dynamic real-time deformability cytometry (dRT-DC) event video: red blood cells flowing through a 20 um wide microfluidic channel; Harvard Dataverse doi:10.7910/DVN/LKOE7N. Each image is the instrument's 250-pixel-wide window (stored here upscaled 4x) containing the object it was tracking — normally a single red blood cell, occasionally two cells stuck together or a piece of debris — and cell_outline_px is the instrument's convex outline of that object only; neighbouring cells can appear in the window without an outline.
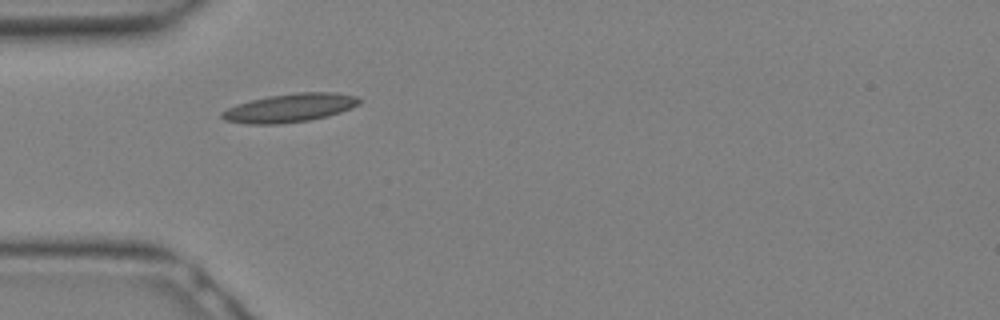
{"species": "Egyptian fruit bat (a non-hibernating species)", "species_latin": "Rousettus aegyptiacus", "temperature_condition": "warm", "stored_images_in_passage": 21, "camera_frame_rate_fps": 3000, "um_per_image_px": 0.085, "animal": {"sex": "female"}, "frame": {"image": 1, "passage_image": 1, "time_ms": 0.0, "image_size_px": [1000, 320], "cell_outline_px": [[360, 104], [352, 108], [328, 116], [308, 120], [280, 124], [248, 124], [224, 120], [220, 116], [220, 112], [236, 104], [268, 96], [296, 92], [336, 92], [356, 96], [360, 100]], "centroid_in_image_um": [24.63, 9.17], "position_along_channel_um": 60.4, "area_um2": 22.89}}
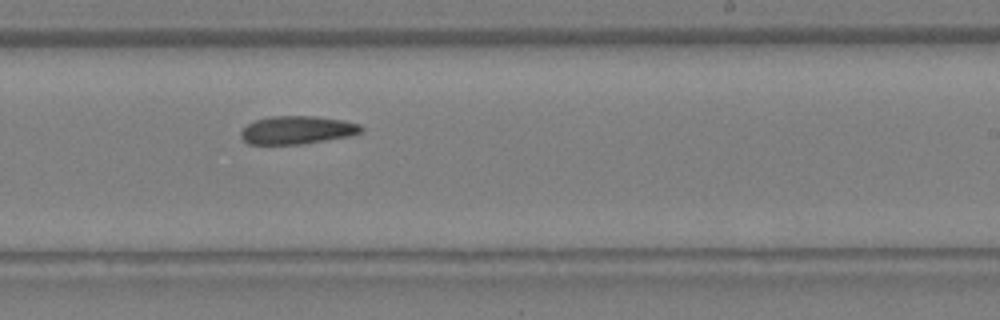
{"frame": {"image": 2, "passage_image": 10, "time_ms": 3.0, "image_size_px": [1000, 320], "cell_outline_px": [[364, 128], [360, 132], [352, 136], [304, 144], [248, 144], [240, 136], [240, 132], [248, 124], [256, 120], [272, 116], [316, 116], [344, 120], [360, 124]], "centroid_in_image_um": [25.29, 11.05], "position_along_channel_um": 263.7, "area_um2": 19.83}}
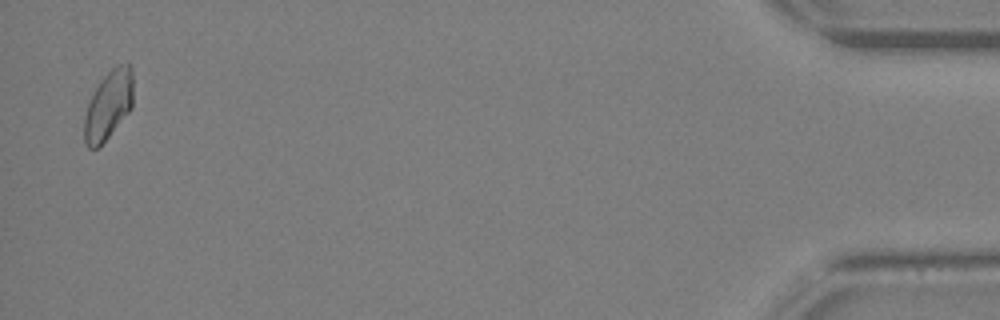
{"frame": {"image": 3, "passage_image": 21, "time_ms": 6.667, "image_size_px": [1000, 320], "cell_outline_px": [[132, 104], [128, 112], [108, 136], [96, 148], [88, 148], [84, 144], [84, 116], [88, 104], [100, 80], [112, 68], [120, 64], [128, 64], [132, 68]], "centroid_in_image_um": [9.2, 8.93], "position_along_channel_um": 426.0, "area_um2": 19.13}}